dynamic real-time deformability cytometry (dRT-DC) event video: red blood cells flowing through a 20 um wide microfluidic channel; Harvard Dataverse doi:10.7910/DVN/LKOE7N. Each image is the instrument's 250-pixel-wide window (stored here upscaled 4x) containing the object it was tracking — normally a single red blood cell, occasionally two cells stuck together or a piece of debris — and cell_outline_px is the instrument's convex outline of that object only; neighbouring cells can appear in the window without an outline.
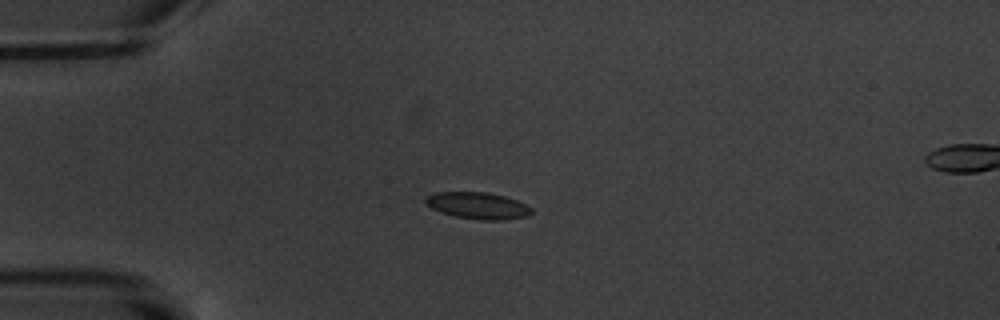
{"species": "common noctule bat (a hibernating species)", "species_latin": "Nyctalus noctula", "temperature_condition": "warm", "stored_images_in_passage": 7, "camera_frame_rate_fps": 3000, "um_per_image_px": 0.085, "animal": {"sex": "male", "body_mass_g": 20.1, "forearm_length_mm": 53.5}, "frame": {"image": 1, "passage_image": 4, "time_ms": 3.667, "image_size_px": [1000, 320], "cell_outline_px": [[532, 212], [528, 216], [504, 220], [480, 220], [456, 216], [440, 212], [424, 204], [424, 196], [436, 192], [488, 192], [504, 196], [516, 200], [532, 208]], "centroid_in_image_um": [40.58, 17.47], "position_along_channel_um": 44.4, "area_um2": 16.59}}